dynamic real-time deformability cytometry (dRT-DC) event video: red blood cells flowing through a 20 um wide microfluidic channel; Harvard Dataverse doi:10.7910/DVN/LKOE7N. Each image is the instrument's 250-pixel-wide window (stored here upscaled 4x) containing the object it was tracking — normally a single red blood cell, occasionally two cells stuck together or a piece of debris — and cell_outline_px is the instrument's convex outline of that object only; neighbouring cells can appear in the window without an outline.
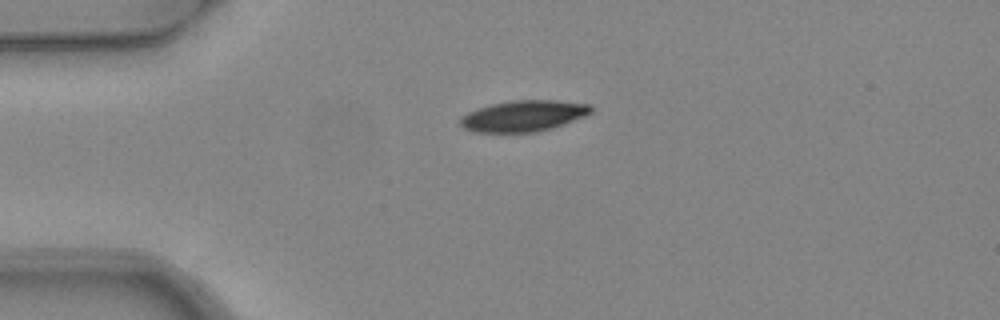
{"species": "common noctule bat (a hibernating species)", "species_latin": "Nyctalus noctula", "temperature_condition": "warm", "stored_images_in_passage": 5, "camera_frame_rate_fps": 3000, "um_per_image_px": 0.085, "animal": {"sex": "female", "body_mass_g": 24.6, "forearm_length_mm": 56.2}, "frame": {"image": 1, "passage_image": 1, "time_ms": 0.0, "image_size_px": [1000, 320], "cell_outline_px": [[592, 112], [584, 116], [564, 124], [552, 128], [536, 132], [472, 132], [464, 128], [460, 124], [460, 120], [468, 112], [492, 104], [512, 100], [556, 100], [588, 104], [592, 108]], "centroid_in_image_um": [44.51, 9.85], "position_along_channel_um": 40.5, "area_um2": 23.47}}
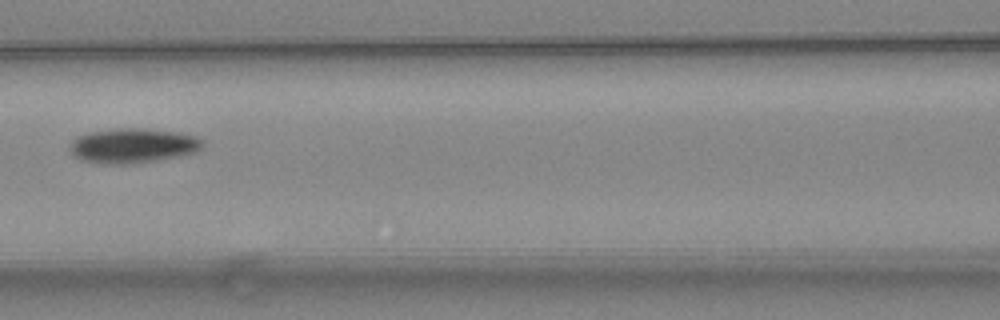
{"frame": {"image": 2, "passage_image": 4, "time_ms": 1.0, "image_size_px": [1000, 320], "cell_outline_px": [[204, 148], [196, 152], [156, 160], [128, 164], [104, 164], [80, 160], [72, 156], [68, 148], [72, 140], [88, 132], [116, 128], [144, 128], [180, 132], [196, 136], [204, 140]], "centroid_in_image_um": [11.29, 12.37], "position_along_channel_um": 155.3, "area_um2": 27.22}}
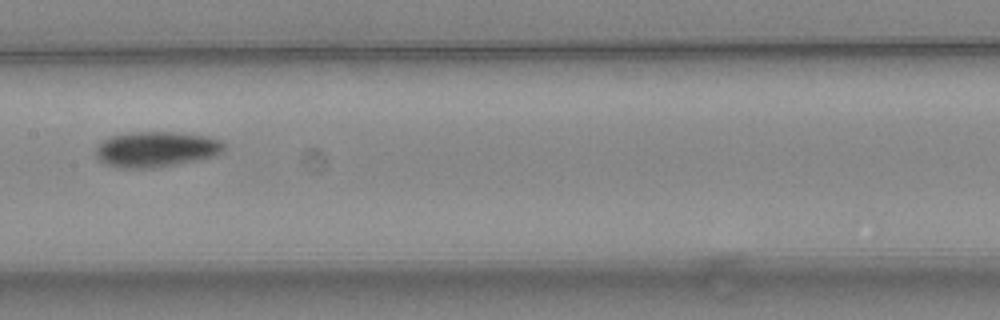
{"frame": {"image": 3, "passage_image": 5, "time_ms": 1.333, "image_size_px": [1000, 320], "cell_outline_px": [[224, 152], [216, 156], [176, 164], [152, 168], [120, 168], [104, 164], [96, 156], [96, 148], [108, 136], [128, 132], [172, 132], [208, 136], [220, 140], [224, 144]], "centroid_in_image_um": [13.27, 12.68], "position_along_channel_um": 194.1, "area_um2": 26.65}}